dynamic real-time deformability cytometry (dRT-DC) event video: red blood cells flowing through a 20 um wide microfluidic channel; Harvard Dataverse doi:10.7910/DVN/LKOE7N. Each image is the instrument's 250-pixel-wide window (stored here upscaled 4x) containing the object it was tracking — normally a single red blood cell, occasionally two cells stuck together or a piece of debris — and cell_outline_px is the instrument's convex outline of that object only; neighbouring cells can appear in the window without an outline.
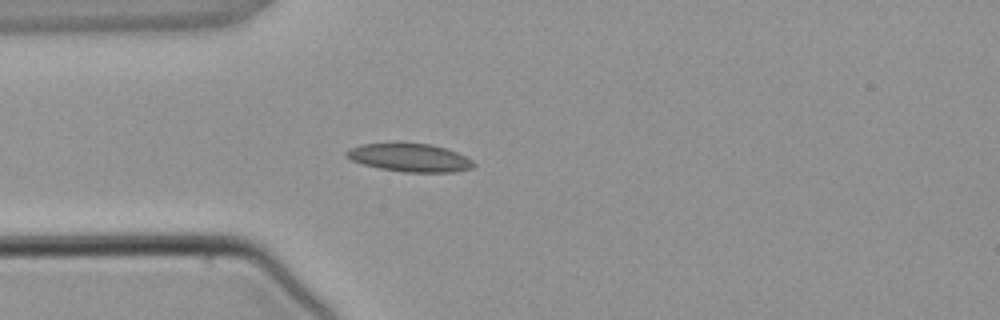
{"species": "common noctule bat (a hibernating species)", "species_latin": "Nyctalus noctula", "temperature_condition": "warm", "stored_images_in_passage": 2, "camera_frame_rate_fps": 3000, "um_per_image_px": 0.085, "animal": {"sex": "male", "body_mass_g": 21.5, "forearm_length_mm": 52.0}, "frame": {"image": 1, "passage_image": 2, "time_ms": 1.333, "image_size_px": [1000, 320], "cell_outline_px": [[476, 164], [472, 168], [456, 172], [404, 172], [380, 168], [364, 164], [352, 160], [344, 156], [344, 152], [360, 144], [396, 140], [432, 144], [448, 148], [472, 160]], "centroid_in_image_um": [34.8, 13.35], "position_along_channel_um": 50.2, "area_um2": 21.68}}